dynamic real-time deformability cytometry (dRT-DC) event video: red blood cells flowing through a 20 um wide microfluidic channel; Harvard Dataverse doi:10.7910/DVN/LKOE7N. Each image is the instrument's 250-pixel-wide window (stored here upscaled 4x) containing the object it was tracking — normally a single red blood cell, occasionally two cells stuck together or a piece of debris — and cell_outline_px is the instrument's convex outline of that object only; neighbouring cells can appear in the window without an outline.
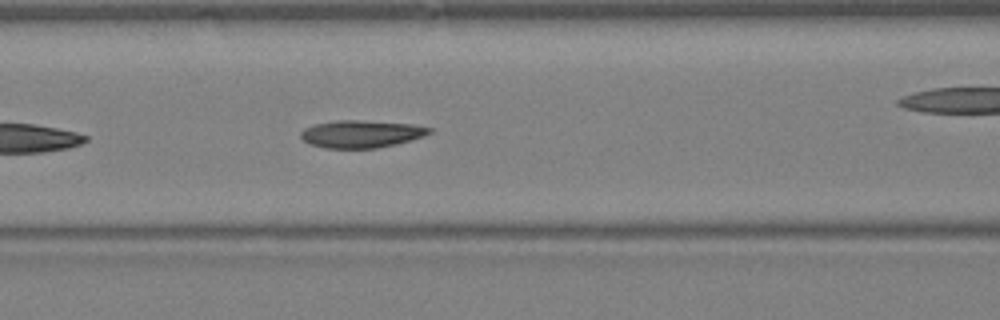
{"species": "Egyptian fruit bat (a non-hibernating species)", "species_latin": "Rousettus aegyptiacus", "temperature_condition": "warm", "stored_images_in_passage": 18, "camera_frame_rate_fps": 3000, "um_per_image_px": 0.085, "animal": {"sex": "female"}, "frame": {"image": 1, "passage_image": 6, "time_ms": 1.667, "image_size_px": [1000, 320], "cell_outline_px": [[432, 132], [424, 136], [396, 144], [376, 148], [328, 148], [308, 144], [300, 136], [300, 132], [304, 128], [312, 124], [336, 120], [364, 120], [416, 124], [432, 128]], "centroid_in_image_um": [30.71, 11.37], "position_along_channel_um": 135.9, "area_um2": 20.81}}
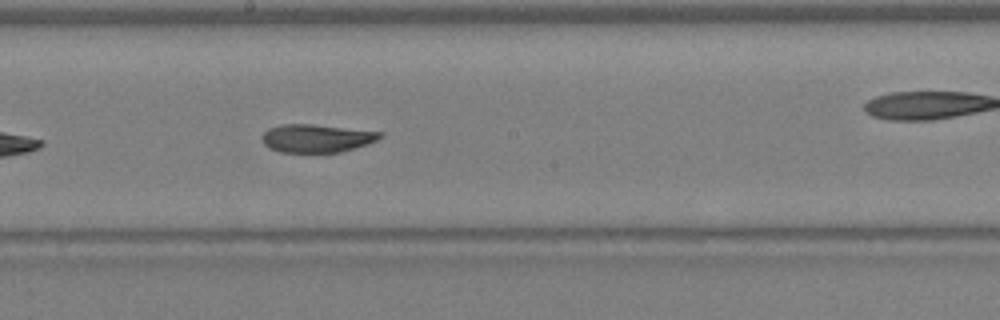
{"frame": {"image": 2, "passage_image": 11, "time_ms": 3.333, "image_size_px": [1000, 320], "cell_outline_px": [[384, 136], [376, 140], [340, 152], [280, 152], [268, 148], [264, 144], [264, 132], [268, 128], [280, 124], [312, 124], [384, 132]], "centroid_in_image_um": [26.9, 11.74], "position_along_channel_um": 221.3, "area_um2": 19.13}}
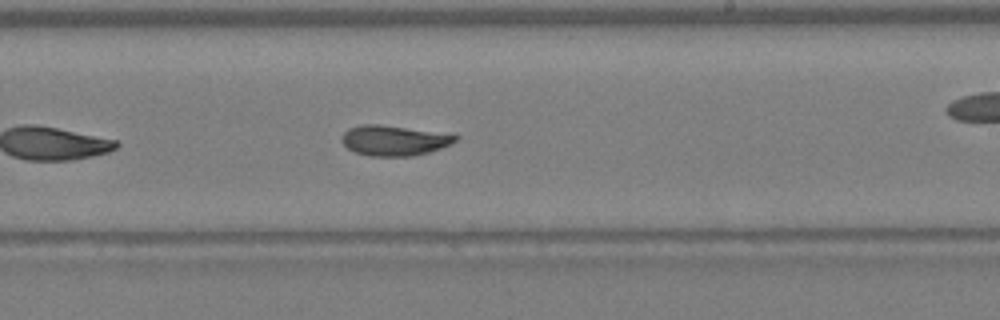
{"frame": {"image": 3, "passage_image": 13, "time_ms": 4.0, "image_size_px": [1000, 320], "cell_outline_px": [[460, 136], [452, 144], [428, 152], [412, 156], [368, 156], [356, 152], [348, 148], [340, 140], [344, 132], [348, 128], [360, 124], [380, 124]], "centroid_in_image_um": [33.44, 11.94], "position_along_channel_um": 255.6, "area_um2": 19.83}}